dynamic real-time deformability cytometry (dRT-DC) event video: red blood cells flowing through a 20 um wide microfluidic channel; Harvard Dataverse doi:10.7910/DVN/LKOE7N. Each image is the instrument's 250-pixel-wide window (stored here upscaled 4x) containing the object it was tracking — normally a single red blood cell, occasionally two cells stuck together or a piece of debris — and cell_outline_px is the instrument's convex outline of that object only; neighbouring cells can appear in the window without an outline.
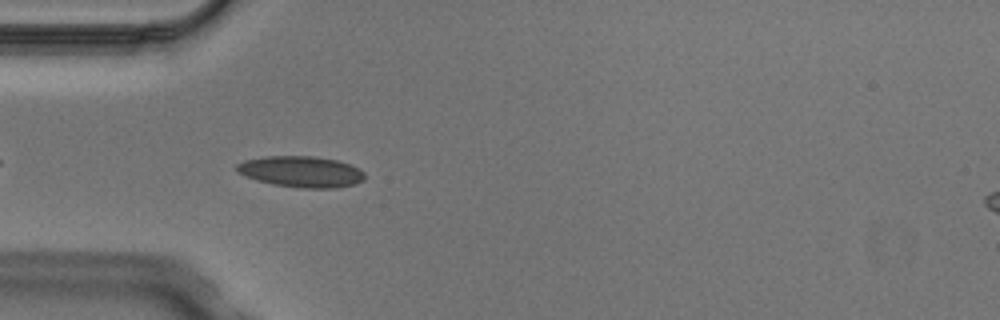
{"species": "Egyptian fruit bat (a non-hibernating species)", "species_latin": "Rousettus aegyptiacus", "temperature_condition": "cold", "stored_images_in_passage": 6, "segment_of_instrument_passage": [1, 2], "camera_frame_rate_fps": 3000, "um_per_image_px": 0.085, "animal": {"sex": "male"}, "frame": {"image": 1, "passage_image": 5, "time_ms": 1.333, "image_size_px": [1000, 320], "cell_outline_px": [[364, 180], [356, 184], [336, 188], [300, 188], [272, 184], [256, 180], [236, 172], [236, 164], [244, 160], [264, 156], [312, 156], [336, 160], [360, 168], [364, 172]], "centroid_in_image_um": [25.59, 14.59], "position_along_channel_um": 59.4, "area_um2": 23.35}}